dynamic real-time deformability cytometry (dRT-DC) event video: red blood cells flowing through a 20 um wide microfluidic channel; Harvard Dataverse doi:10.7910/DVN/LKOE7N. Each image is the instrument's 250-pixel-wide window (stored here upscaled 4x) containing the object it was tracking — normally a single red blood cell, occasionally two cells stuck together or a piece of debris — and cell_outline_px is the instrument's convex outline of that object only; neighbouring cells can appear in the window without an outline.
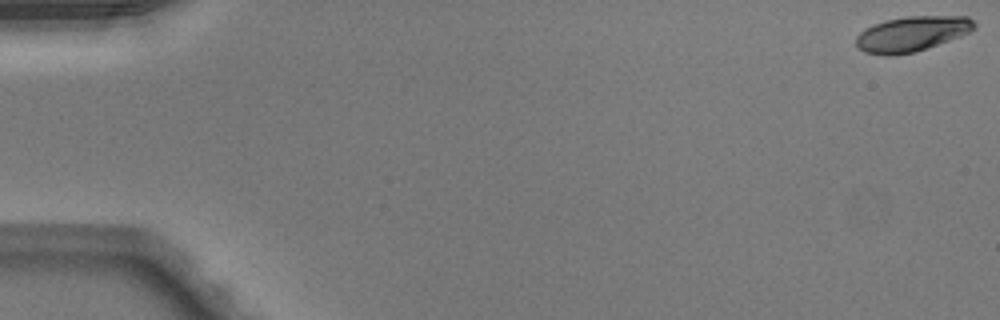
{"species": "Egyptian fruit bat (a non-hibernating species)", "species_latin": "Rousettus aegyptiacus", "temperature_condition": "warm", "stored_images_in_passage": 51, "camera_frame_rate_fps": 3000, "um_per_image_px": 0.085, "animal": {"sex": "male"}, "frame": {"image": 1, "passage_image": 1, "time_ms": 0.0, "image_size_px": [1000, 320], "cell_outline_px": [[976, 28], [960, 36], [916, 52], [888, 56], [884, 56], [864, 52], [856, 44], [856, 36], [860, 32], [876, 24], [888, 20], [908, 16], [968, 16], [976, 24]], "centroid_in_image_um": [77.52, 2.89], "position_along_channel_um": 7.5, "area_um2": 23.99}}
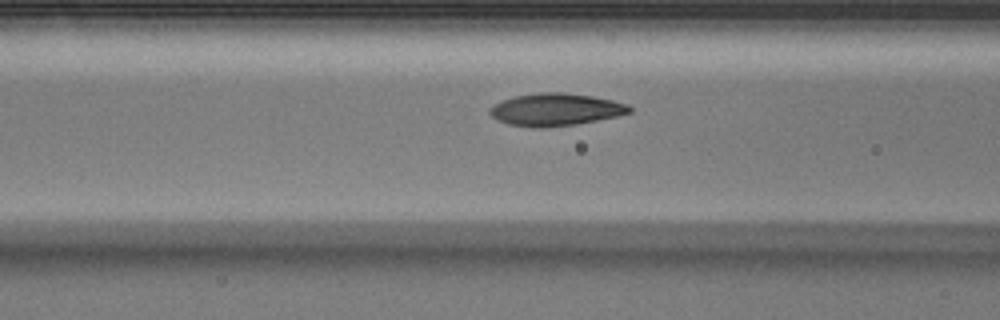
{"frame": {"image": 2, "passage_image": 21, "time_ms": 6.667, "image_size_px": [1000, 320], "cell_outline_px": [[632, 112], [616, 116], [576, 124], [540, 128], [536, 128], [508, 124], [496, 120], [488, 112], [488, 108], [492, 104], [516, 96], [540, 92], [560, 92], [592, 96], [612, 100], [628, 104], [632, 108]], "centroid_in_image_um": [47.19, 9.31], "position_along_channel_um": 119.4, "area_um2": 26.36}}
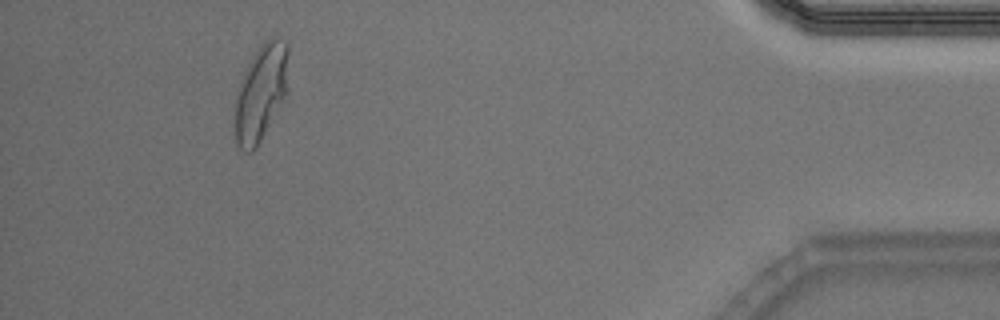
{"frame": {"image": 3, "passage_image": 47, "time_ms": 15.333, "image_size_px": [1000, 320], "cell_outline_px": [[288, 92], [256, 148], [252, 152], [244, 152], [236, 144], [232, 104], [240, 80], [252, 56], [260, 44], [264, 40], [284, 40], [288, 44]], "centroid_in_image_um": [22.14, 7.91], "position_along_channel_um": 413.1, "area_um2": 30.69}, "authors_computed_cell_mechanics": {"area_um2": 25.6054, "velocity_mm_per_s": 4.0495, "shape_relaxation_time_tau1_ms": 3.2937, "shape_relaxation_time_tau2_ms": 1.0278, "deformation_change_tau1": 0.1819, "deformation_change_tau2": 0.066}}